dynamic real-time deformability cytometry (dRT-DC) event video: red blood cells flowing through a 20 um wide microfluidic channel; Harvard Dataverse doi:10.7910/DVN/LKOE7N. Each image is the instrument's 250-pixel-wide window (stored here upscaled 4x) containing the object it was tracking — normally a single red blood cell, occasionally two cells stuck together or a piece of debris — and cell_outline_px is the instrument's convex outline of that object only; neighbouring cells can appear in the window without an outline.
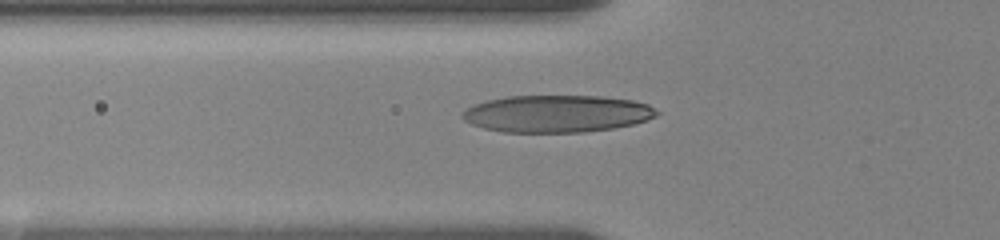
{"species": "human", "species_latin": "Homo sapiens", "temperature_condition": "room temperature", "stored_images_in_passage": 48, "camera_frame_rate_fps": 3000, "um_per_image_px": 0.085, "donor": {"sex": "female"}, "frame": {"image": 1, "passage_image": 2, "time_ms": 0.333, "image_size_px": [1000, 240], "cell_outline_px": [[660, 112], [656, 116], [632, 124], [612, 128], [584, 132], [504, 132], [484, 128], [472, 124], [464, 120], [460, 116], [460, 112], [476, 104], [488, 100], [508, 96], [600, 96], [632, 100], [648, 104]], "centroid_in_image_um": [47.32, 9.66], "position_along_channel_um": 78.5, "area_um2": 41.96}}
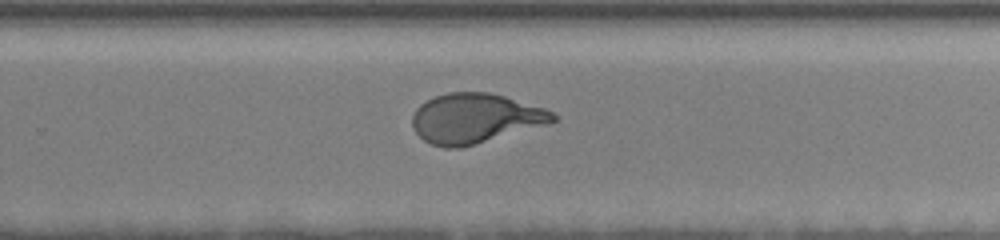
{"frame": {"image": 2, "passage_image": 25, "time_ms": 6.333, "image_size_px": [1000, 240], "cell_outline_px": [[556, 120], [460, 148], [444, 148], [432, 144], [424, 140], [416, 132], [412, 124], [412, 116], [416, 108], [420, 104], [436, 96], [448, 92], [488, 92], [504, 96], [544, 108], [552, 112], [556, 116]], "centroid_in_image_um": [40.31, 10.04], "position_along_channel_um": 289.5, "area_um2": 39.88}}
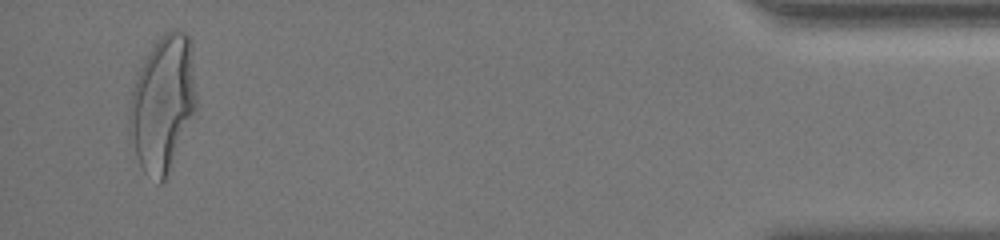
{"frame": {"image": 3, "passage_image": 45, "time_ms": 12.0, "image_size_px": [1000, 240], "cell_outline_px": [[196, 108], [164, 180], [160, 184], [144, 172], [136, 156], [128, 136], [128, 104], [140, 68], [156, 40], [164, 32], [176, 28], [184, 32], [192, 40], [196, 92]], "centroid_in_image_um": [13.82, 8.75], "position_along_channel_um": 421.4, "area_um2": 52.94}, "authors_computed_cell_mechanics": {"area_um2": 41.1536, "velocity_mm_per_s": 3.5053, "shape_relaxation_time_tau1_ms": 3.6034, "shape_relaxation_time_tau2_ms": null, "deformation_change_tau1": 0.2002, "deformation_change_tau2": null}}